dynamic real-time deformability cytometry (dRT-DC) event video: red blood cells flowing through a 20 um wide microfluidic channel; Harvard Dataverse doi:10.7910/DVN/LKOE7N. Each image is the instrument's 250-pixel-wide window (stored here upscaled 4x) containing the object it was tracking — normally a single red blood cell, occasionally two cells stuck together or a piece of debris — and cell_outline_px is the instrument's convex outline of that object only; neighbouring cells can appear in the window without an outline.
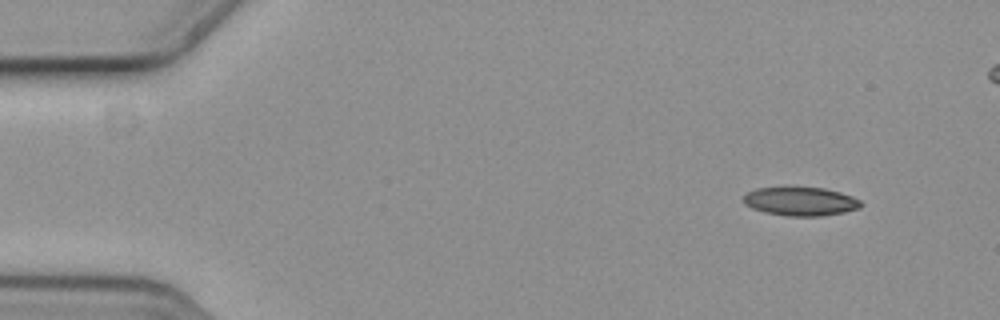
{"species": "common noctule bat (a hibernating species)", "species_latin": "Nyctalus noctula", "temperature_condition": "cold", "stored_images_in_passage": 5, "camera_frame_rate_fps": 3000, "um_per_image_px": 0.085, "animal": {"sex": "female", "body_mass_g": 19.3, "forearm_length_mm": 54.1}, "frame": {"image": 1, "passage_image": 1, "time_ms": 0.0, "image_size_px": [1000, 320], "cell_outline_px": [[860, 208], [844, 212], [820, 216], [788, 216], [764, 212], [752, 208], [744, 204], [744, 196], [748, 192], [756, 188], [824, 188], [840, 192], [852, 196], [860, 200]], "centroid_in_image_um": [68.04, 17.13], "position_along_channel_um": 17.0, "area_um2": 19.36}}